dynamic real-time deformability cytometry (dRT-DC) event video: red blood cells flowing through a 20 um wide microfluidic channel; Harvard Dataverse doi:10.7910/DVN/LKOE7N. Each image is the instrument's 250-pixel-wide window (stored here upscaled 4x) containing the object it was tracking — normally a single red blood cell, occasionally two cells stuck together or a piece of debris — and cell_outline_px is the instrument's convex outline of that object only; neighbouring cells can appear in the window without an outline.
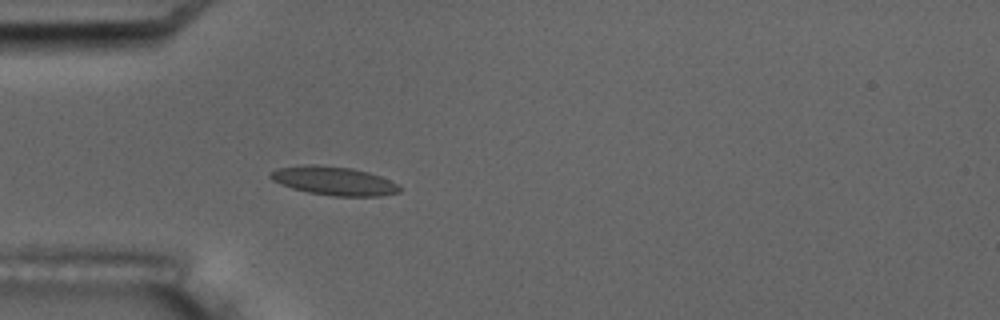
{"species": "common noctule bat (a hibernating species)", "species_latin": "Nyctalus noctula", "temperature_condition": "room temperature", "stored_images_in_passage": 3, "camera_frame_rate_fps": 3000, "um_per_image_px": 0.085, "animal": {"sex": "male", "body_mass_g": 17.5, "forearm_length_mm": 52.3}, "frame": {"image": 1, "passage_image": 3, "time_ms": 4.667, "image_size_px": [1000, 320], "cell_outline_px": [[400, 192], [380, 196], [332, 196], [308, 192], [292, 188], [280, 184], [272, 180], [268, 176], [268, 172], [276, 168], [308, 164], [316, 164], [352, 168], [368, 172], [380, 176], [396, 184], [400, 188]], "centroid_in_image_um": [28.31, 15.36], "position_along_channel_um": 56.7, "area_um2": 21.62}}